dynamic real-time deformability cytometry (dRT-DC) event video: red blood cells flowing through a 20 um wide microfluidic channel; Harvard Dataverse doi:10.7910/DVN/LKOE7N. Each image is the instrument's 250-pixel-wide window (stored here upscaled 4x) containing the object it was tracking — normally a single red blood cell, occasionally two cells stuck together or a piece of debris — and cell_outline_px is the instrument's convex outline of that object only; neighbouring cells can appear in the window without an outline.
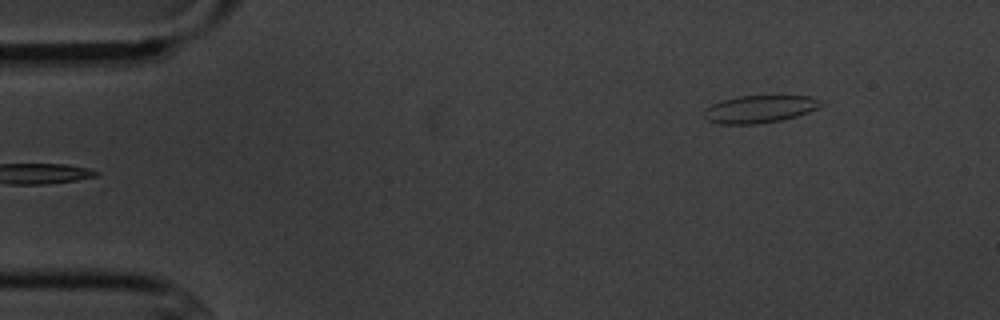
{"species": "common noctule bat (a hibernating species)", "species_latin": "Nyctalus noctula", "temperature_condition": "cold", "stored_images_in_passage": 7, "camera_frame_rate_fps": 3000, "um_per_image_px": 0.085, "animal": {"sex": "male", "body_mass_g": 20.1, "forearm_length_mm": 53.5}, "frame": {"image": 1, "passage_image": 1, "time_ms": 0.0, "image_size_px": [1000, 320], "cell_outline_px": [[824, 104], [808, 112], [796, 116], [780, 120], [756, 124], [720, 124], [708, 120], [704, 116], [704, 108], [720, 100], [740, 96], [812, 96], [820, 100]], "centroid_in_image_um": [64.54, 9.27], "position_along_channel_um": 20.5, "area_um2": 18.67}}
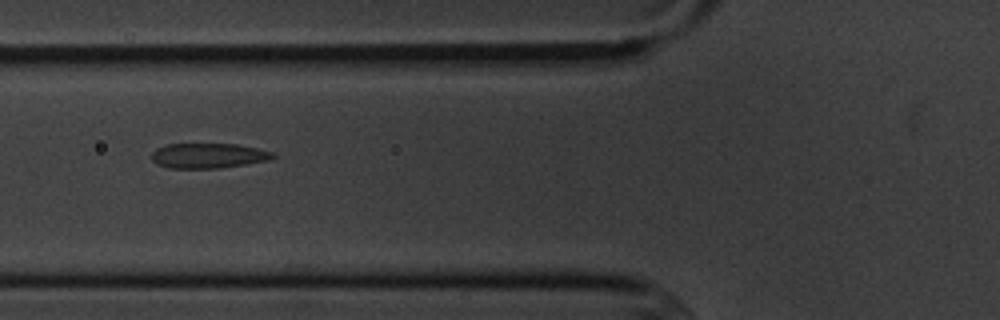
{"frame": {"image": 2, "passage_image": 5, "time_ms": 4.667, "image_size_px": [1000, 320], "cell_outline_px": [[276, 156], [272, 160], [216, 168], [168, 168], [156, 164], [152, 160], [152, 152], [156, 148], [168, 144], [236, 144], [256, 148], [272, 152]], "centroid_in_image_um": [17.69, 13.23], "position_along_channel_um": 108.1, "area_um2": 17.63}}
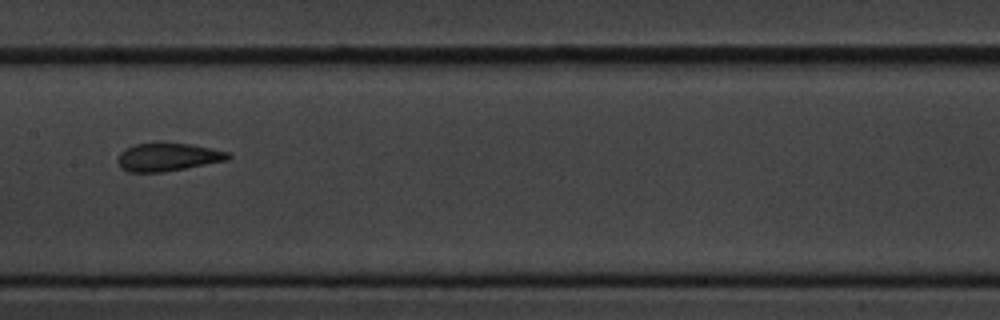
{"frame": {"image": 3, "passage_image": 7, "time_ms": 7.0, "image_size_px": [1000, 320], "cell_outline_px": [[232, 156], [228, 160], [164, 172], [128, 172], [120, 168], [116, 160], [120, 152], [136, 144], [160, 140], [188, 144], [212, 148], [232, 152]], "centroid_in_image_um": [14.27, 13.32], "position_along_channel_um": 193.1, "area_um2": 18.67}}